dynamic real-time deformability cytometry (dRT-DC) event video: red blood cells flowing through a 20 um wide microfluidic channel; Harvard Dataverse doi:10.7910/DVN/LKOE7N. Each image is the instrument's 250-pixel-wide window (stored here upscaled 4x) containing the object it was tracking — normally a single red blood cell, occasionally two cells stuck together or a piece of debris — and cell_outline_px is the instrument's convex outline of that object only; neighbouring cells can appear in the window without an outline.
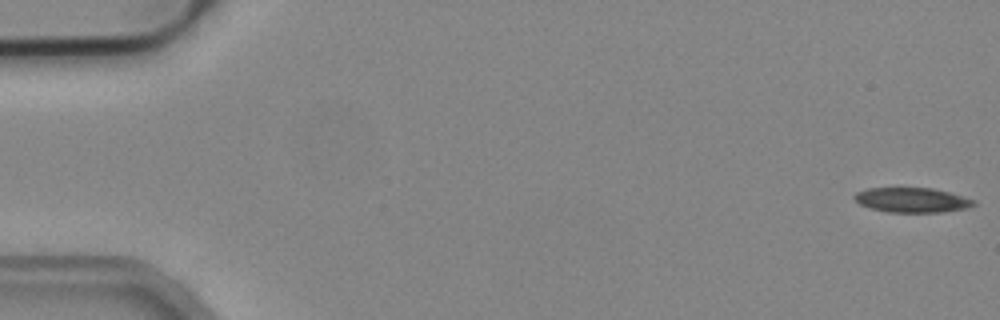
{"species": "common noctule bat (a hibernating species)", "species_latin": "Nyctalus noctula", "temperature_condition": "cold", "stored_images_in_passage": 52, "camera_frame_rate_fps": 3000, "um_per_image_px": 0.085, "animal": {"sex": "male", "body_mass_g": 19.2, "forearm_length_mm": 51.8}, "frame": {"image": 1, "passage_image": 1, "time_ms": 0.0, "image_size_px": [1000, 320], "cell_outline_px": [[976, 204], [968, 208], [944, 212], [888, 212], [872, 208], [860, 204], [852, 196], [856, 192], [868, 188], [932, 188], [948, 192], [976, 200]], "centroid_in_image_um": [77.54, 17.0], "position_along_channel_um": 7.5, "area_um2": 17.17}}
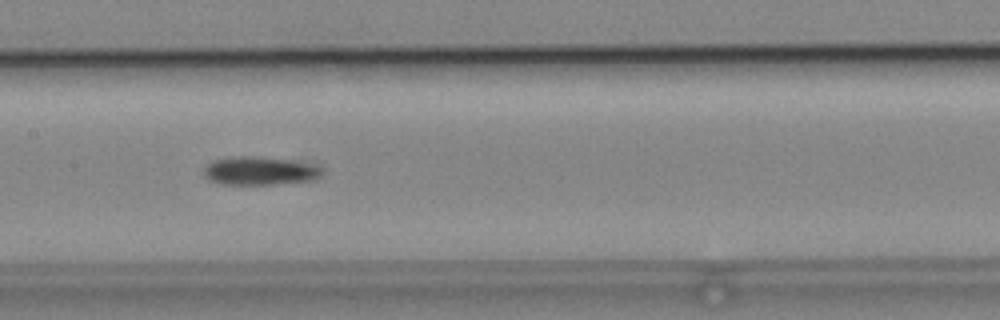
{"frame": {"image": 2, "passage_image": 26, "time_ms": 8.333, "image_size_px": [1000, 320], "cell_outline_px": [[320, 172], [316, 176], [308, 180], [276, 184], [220, 184], [208, 180], [204, 176], [204, 168], [212, 160], [236, 156], [248, 156], [288, 160], [312, 164], [320, 168]], "centroid_in_image_um": [21.95, 14.52], "position_along_channel_um": 185.4, "area_um2": 19.02}}
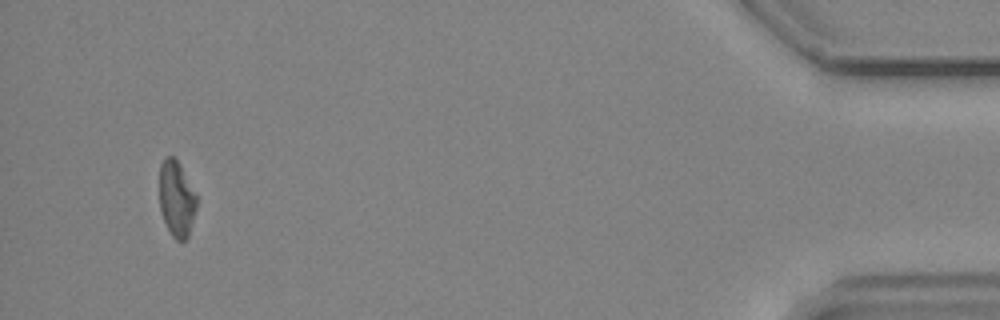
{"frame": {"image": 3, "passage_image": 50, "time_ms": 16.333, "image_size_px": [1000, 320], "cell_outline_px": [[196, 208], [188, 236], [184, 240], [176, 240], [172, 236], [160, 212], [160, 164], [168, 156], [176, 156], [196, 196]], "centroid_in_image_um": [14.99, 16.88], "position_along_channel_um": 420.2, "area_um2": 16.18}, "authors_computed_cell_mechanics": {"area_um2": 18.0047, "velocity_mm_per_s": 3.9178, "shape_relaxation_time_tau1_ms": 7.9946, "shape_relaxation_time_tau2_ms": null, "deformation_change_tau1": 0.1385, "deformation_change_tau2": null}}